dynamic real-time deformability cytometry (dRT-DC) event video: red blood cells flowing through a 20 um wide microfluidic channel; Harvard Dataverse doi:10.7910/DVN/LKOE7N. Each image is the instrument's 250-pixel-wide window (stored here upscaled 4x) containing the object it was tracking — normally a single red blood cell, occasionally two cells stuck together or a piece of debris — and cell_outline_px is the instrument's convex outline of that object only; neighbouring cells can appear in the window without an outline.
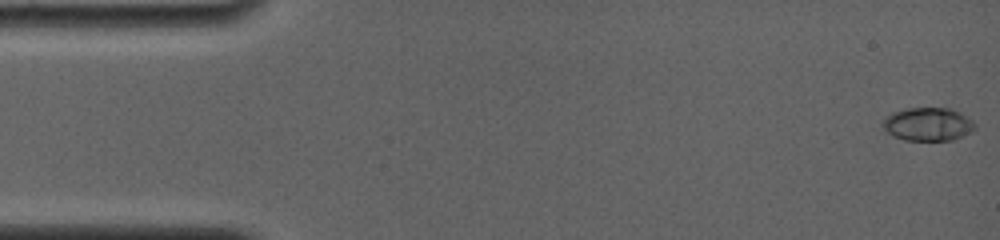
{"species": "common noctule bat (a hibernating species)", "species_latin": "Nyctalus noctula", "temperature_condition": "room temperature", "stored_images_in_passage": 5, "camera_frame_rate_fps": 4000, "um_per_image_px": 0.085, "animal": {"sex": "female", "body_mass_g": 19.0, "forearm_length_mm": 56.7}, "frame": {"image": 1, "passage_image": 1, "time_ms": 0.0, "image_size_px": [1000, 240], "cell_outline_px": [[976, 128], [972, 132], [952, 140], [904, 140], [892, 136], [880, 124], [892, 112], [908, 108], [948, 108], [960, 112], [972, 120], [976, 124]], "centroid_in_image_um": [78.89, 10.56], "position_along_channel_um": 6.1, "area_um2": 17.92}}
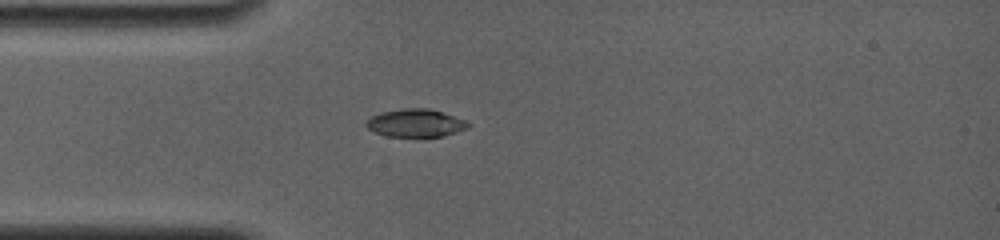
{"frame": {"image": 2, "passage_image": 5, "time_ms": 4.25, "image_size_px": [1000, 240], "cell_outline_px": [[472, 124], [468, 128], [444, 136], [388, 136], [372, 132], [364, 124], [372, 116], [380, 112], [400, 108], [428, 108], [464, 120]], "centroid_in_image_um": [35.29, 10.45], "position_along_channel_um": 49.7, "area_um2": 16.47}}